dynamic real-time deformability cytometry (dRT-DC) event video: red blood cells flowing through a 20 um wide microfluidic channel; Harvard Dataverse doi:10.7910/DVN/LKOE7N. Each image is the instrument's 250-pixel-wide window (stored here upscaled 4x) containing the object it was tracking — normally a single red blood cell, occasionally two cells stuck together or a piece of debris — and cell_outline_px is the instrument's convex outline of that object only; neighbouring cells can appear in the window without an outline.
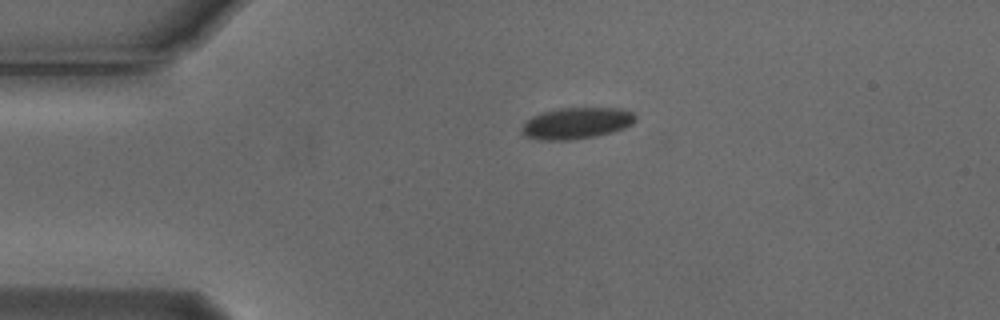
{"species": "Egyptian fruit bat (a non-hibernating species)", "species_latin": "Rousettus aegyptiacus", "temperature_condition": "cold", "stored_images_in_passage": 2, "camera_frame_rate_fps": 3000, "um_per_image_px": 0.085, "animal": {"sex": "male"}, "frame": {"image": 1, "passage_image": 1, "time_ms": 0.0, "image_size_px": [1000, 320], "cell_outline_px": [[636, 120], [632, 124], [624, 128], [612, 132], [596, 136], [568, 140], [540, 140], [524, 136], [520, 132], [520, 128], [524, 120], [540, 112], [560, 108], [620, 108], [632, 112], [636, 116]], "centroid_in_image_um": [48.95, 10.47], "position_along_channel_um": 36.1, "area_um2": 21.1}}